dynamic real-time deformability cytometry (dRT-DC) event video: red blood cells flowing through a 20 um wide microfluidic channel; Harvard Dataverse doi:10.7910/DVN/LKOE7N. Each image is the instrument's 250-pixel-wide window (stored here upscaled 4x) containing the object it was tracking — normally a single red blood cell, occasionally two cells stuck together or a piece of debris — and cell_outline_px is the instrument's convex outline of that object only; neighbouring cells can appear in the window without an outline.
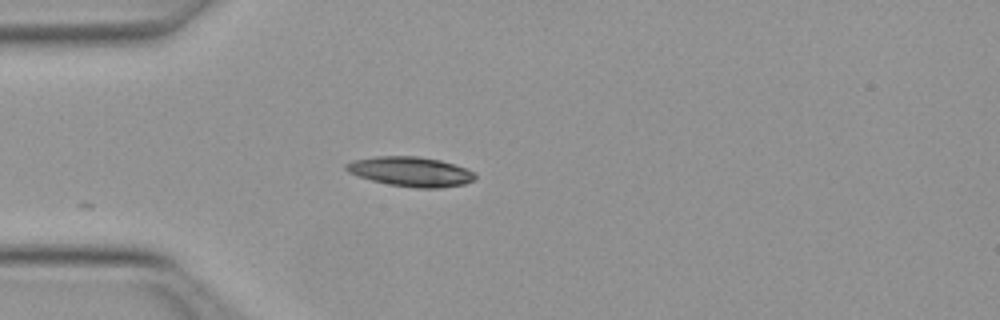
{"species": "Egyptian fruit bat (a non-hibernating species)", "species_latin": "Rousettus aegyptiacus", "temperature_condition": "warm", "stored_images_in_passage": 7, "camera_frame_rate_fps": 3000, "um_per_image_px": 0.085, "animal": {"sex": "female"}, "frame": {"image": 1, "passage_image": 1, "time_ms": 0.0, "image_size_px": [1000, 320], "cell_outline_px": [[476, 176], [472, 180], [464, 184], [440, 188], [416, 188], [388, 184], [372, 180], [348, 172], [344, 168], [344, 164], [352, 160], [376, 156], [416, 156], [440, 160], [476, 172]], "centroid_in_image_um": [34.88, 14.58], "position_along_channel_um": 50.1, "area_um2": 22.2}}
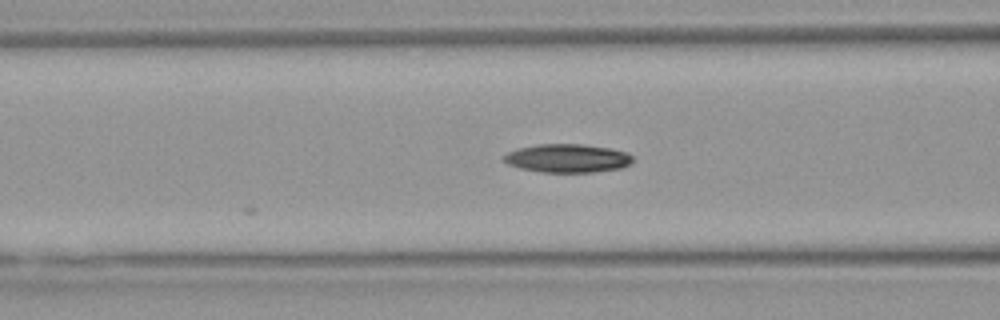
{"frame": {"image": 2, "passage_image": 7, "time_ms": 2.0, "image_size_px": [1000, 320], "cell_outline_px": [[632, 164], [620, 168], [596, 172], [540, 172], [520, 168], [508, 164], [504, 160], [504, 156], [508, 152], [520, 148], [540, 144], [580, 144], [608, 148], [628, 152], [632, 156]], "centroid_in_image_um": [48.26, 13.46], "position_along_channel_um": 118.3, "area_um2": 21.27}}